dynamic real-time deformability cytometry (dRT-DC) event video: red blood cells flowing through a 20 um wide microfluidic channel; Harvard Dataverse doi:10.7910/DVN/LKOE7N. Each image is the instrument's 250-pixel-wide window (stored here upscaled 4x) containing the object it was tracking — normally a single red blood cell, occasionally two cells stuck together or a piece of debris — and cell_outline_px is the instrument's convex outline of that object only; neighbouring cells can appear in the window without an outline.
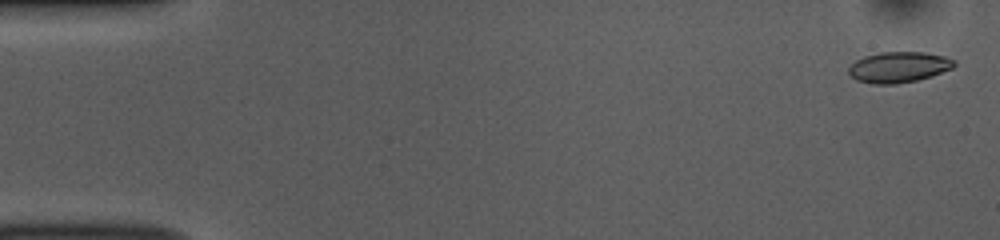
{"species": "common noctule bat (a hibernating species)", "species_latin": "Nyctalus noctula", "temperature_condition": "room temperature", "stored_images_in_passage": 52, "camera_frame_rate_fps": 3000, "um_per_image_px": 0.085, "animal": {"sex": "female", "body_mass_g": 10.0, "forearm_length_mm": 53.1}, "frame": {"image": 1, "passage_image": 2, "time_ms": 0.333, "image_size_px": [1000, 240], "cell_outline_px": [[956, 64], [952, 68], [932, 76], [916, 80], [896, 84], [872, 84], [856, 80], [848, 72], [848, 68], [856, 60], [864, 56], [880, 52], [924, 52], [944, 56], [956, 60]], "centroid_in_image_um": [76.39, 5.7], "position_along_channel_um": 8.6, "area_um2": 18.96}}
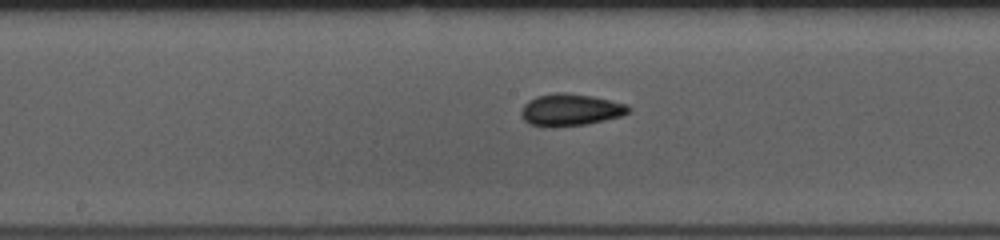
{"frame": {"image": 2, "passage_image": 27, "time_ms": 8.667, "image_size_px": [1000, 240], "cell_outline_px": [[632, 108], [628, 112], [620, 116], [588, 124], [548, 128], [544, 128], [528, 124], [524, 120], [520, 112], [524, 104], [528, 100], [536, 96], [556, 92], [564, 92], [592, 96], [628, 104]], "centroid_in_image_um": [48.45, 9.35], "position_along_channel_um": 199.8, "area_um2": 20.35}}
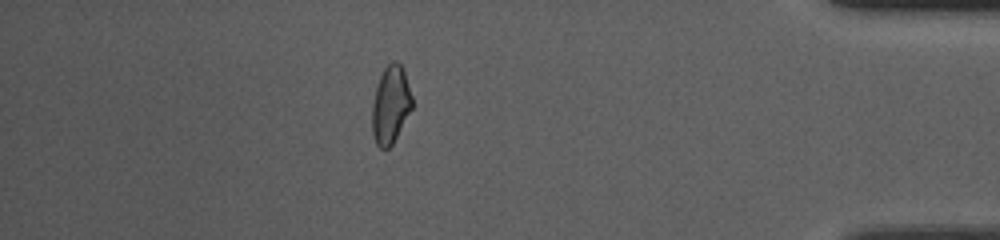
{"frame": {"image": 3, "passage_image": 46, "time_ms": 15.0, "image_size_px": [1000, 240], "cell_outline_px": [[412, 108], [392, 144], [388, 148], [380, 148], [376, 144], [372, 132], [372, 104], [376, 88], [380, 76], [384, 68], [392, 60], [396, 60], [404, 68], [412, 96]], "centroid_in_image_um": [33.2, 8.87], "position_along_channel_um": 402.0, "area_um2": 18.09}, "authors_computed_cell_mechanics": {"area_um2": 18.6694, "velocity_mm_per_s": 3.8502, "shape_relaxation_time_tau1_ms": 4.9383, "shape_relaxation_time_tau2_ms": 2.0514, "deformation_change_tau1": 0.1303, "deformation_change_tau2": 0.0664}}